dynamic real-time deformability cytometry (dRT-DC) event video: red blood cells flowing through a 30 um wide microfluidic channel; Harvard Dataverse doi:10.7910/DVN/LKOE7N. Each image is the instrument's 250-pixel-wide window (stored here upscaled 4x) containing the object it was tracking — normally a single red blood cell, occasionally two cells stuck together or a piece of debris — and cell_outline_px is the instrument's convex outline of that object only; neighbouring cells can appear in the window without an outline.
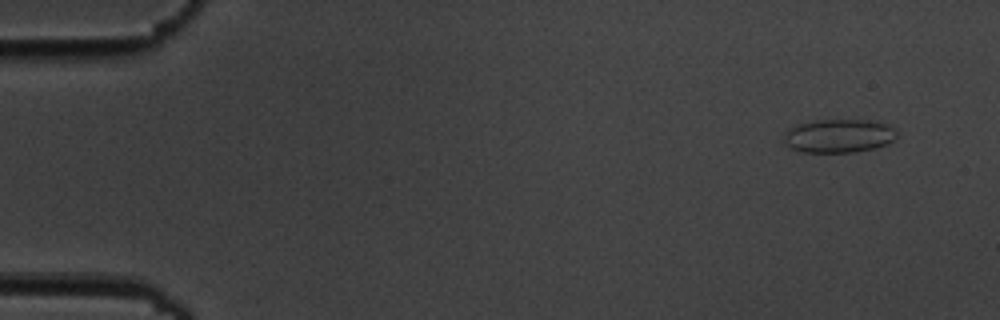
{"species": "common noctule bat (a hibernating species)", "species_latin": "Nyctalus noctula", "temperature_condition": "cold", "stored_images_in_passage": 5, "camera_frame_rate_fps": 3000, "um_per_image_px": 0.085, "animal": {"sex": "male", "body_mass_g": 19.5, "forearm_length_mm": 54.6}, "frame": {"image": 1, "passage_image": 1, "time_ms": 0.0, "image_size_px": [1000, 320], "cell_outline_px": [[896, 136], [888, 144], [856, 152], [800, 152], [784, 144], [784, 132], [788, 128], [796, 124], [816, 120], [868, 120], [888, 124], [896, 128]], "centroid_in_image_um": [71.27, 11.54], "position_along_channel_um": 13.7, "area_um2": 22.25}}